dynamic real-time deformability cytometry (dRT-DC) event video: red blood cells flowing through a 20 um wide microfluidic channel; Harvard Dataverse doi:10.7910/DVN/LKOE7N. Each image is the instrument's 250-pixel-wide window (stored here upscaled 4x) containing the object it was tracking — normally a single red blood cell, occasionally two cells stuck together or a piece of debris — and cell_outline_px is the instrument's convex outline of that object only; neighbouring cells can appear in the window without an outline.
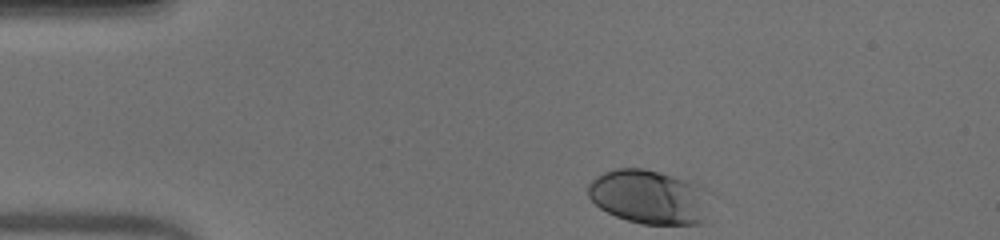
{"species": "human", "species_latin": "Homo sapiens", "temperature_condition": "warm", "stored_images_in_passage": 37, "camera_frame_rate_fps": 3000, "um_per_image_px": 0.085, "donor": {"sex": "male"}, "frame": {"image": 1, "passage_image": 1, "time_ms": 0.0, "image_size_px": [1000, 240], "cell_outline_px": [[704, 220], [700, 224], [644, 224], [628, 220], [616, 216], [600, 208], [588, 196], [588, 184], [596, 176], [604, 172], [616, 168], [640, 168], [660, 172], [692, 184]], "centroid_in_image_um": [54.89, 16.74], "position_along_channel_um": 30.1, "area_um2": 36.07}}
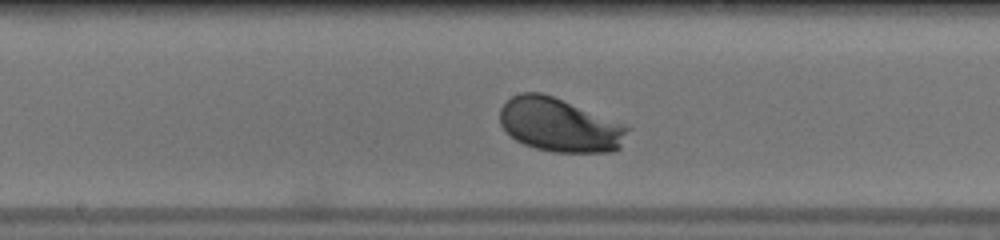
{"frame": {"image": 2, "passage_image": 19, "time_ms": 6.0, "image_size_px": [1000, 240], "cell_outline_px": [[628, 128], [620, 148], [612, 152], [552, 152], [536, 148], [524, 144], [516, 140], [500, 124], [500, 108], [512, 96], [520, 92], [540, 92], [552, 96]], "centroid_in_image_um": [47.48, 10.64], "position_along_channel_um": 200.7, "area_um2": 38.78}}
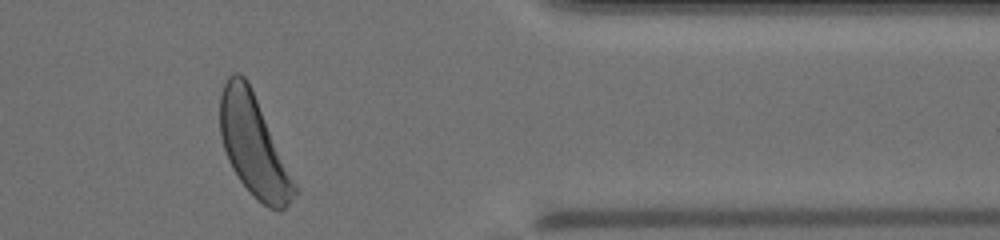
{"frame": {"image": 3, "passage_image": 35, "time_ms": 11.333, "image_size_px": [1000, 240], "cell_outline_px": [[296, 192], [288, 204], [280, 212], [268, 208], [240, 180], [232, 168], [228, 160], [220, 136], [220, 96], [224, 84], [228, 76], [232, 72], [240, 72], [244, 76], [256, 100], [296, 184]], "centroid_in_image_um": [21.52, 12.38], "position_along_channel_um": 389.9, "area_um2": 42.25}, "authors_computed_cell_mechanics": {"area_um2": 38.7838, "velocity_mm_per_s": 3.9089, "shape_relaxation_time_tau1_ms": 1.0245, "shape_relaxation_time_tau2_ms": null, "deformation_change_tau1": 0.1002, "deformation_change_tau2": null}}